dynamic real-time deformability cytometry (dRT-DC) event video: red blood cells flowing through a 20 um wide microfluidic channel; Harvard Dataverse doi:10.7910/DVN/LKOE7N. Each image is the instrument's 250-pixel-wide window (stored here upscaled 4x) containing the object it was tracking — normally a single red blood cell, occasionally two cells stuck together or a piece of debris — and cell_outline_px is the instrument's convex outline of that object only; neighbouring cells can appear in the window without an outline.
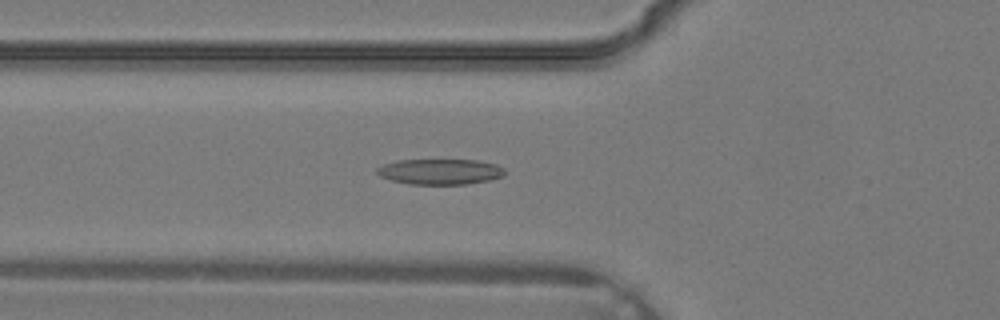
{"species": "common noctule bat (a hibernating species)", "species_latin": "Nyctalus noctula", "temperature_condition": "warm", "stored_images_in_passage": 37, "camera_frame_rate_fps": 3000, "um_per_image_px": 0.085, "animal": {"sex": "male", "body_mass_g": 19.2, "forearm_length_mm": 51.8}, "frame": {"image": 1, "passage_image": 14, "time_ms": 4.333, "image_size_px": [1000, 320], "cell_outline_px": [[504, 176], [488, 180], [464, 184], [412, 184], [392, 180], [380, 176], [376, 172], [376, 168], [384, 164], [396, 160], [476, 160], [496, 164], [504, 168]], "centroid_in_image_um": [37.4, 14.58], "position_along_channel_um": 88.4, "area_um2": 18.9}}
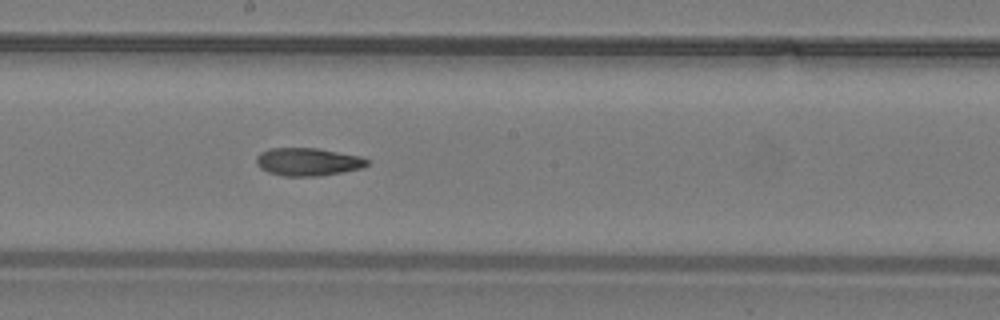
{"frame": {"image": 2, "passage_image": 21, "time_ms": 6.667, "image_size_px": [1000, 320], "cell_outline_px": [[368, 164], [360, 168], [320, 176], [284, 176], [268, 172], [260, 168], [256, 164], [256, 156], [260, 152], [268, 148], [316, 148], [360, 156], [368, 160]], "centroid_in_image_um": [26.11, 13.75], "position_along_channel_um": 222.1, "area_um2": 17.92}}
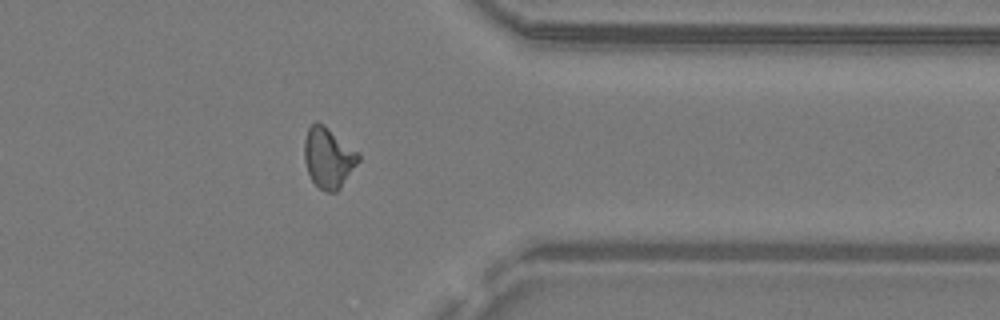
{"frame": {"image": 3, "passage_image": 30, "time_ms": 9.667, "image_size_px": [1000, 320], "cell_outline_px": [[360, 160], [340, 188], [336, 192], [328, 192], [320, 188], [312, 180], [308, 172], [304, 160], [304, 140], [308, 128], [316, 120], [324, 124], [360, 152]], "centroid_in_image_um": [27.92, 13.37], "position_along_channel_um": 383.5, "area_um2": 19.25}}